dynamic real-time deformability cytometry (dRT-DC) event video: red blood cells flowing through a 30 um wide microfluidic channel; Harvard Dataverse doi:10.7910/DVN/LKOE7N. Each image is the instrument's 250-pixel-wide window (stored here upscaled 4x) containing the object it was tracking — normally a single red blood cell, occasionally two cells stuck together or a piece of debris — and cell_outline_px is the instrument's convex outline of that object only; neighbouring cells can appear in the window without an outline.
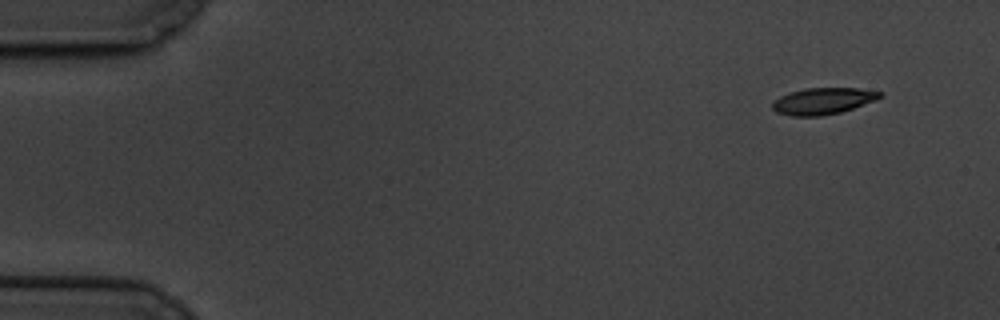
{"species": "common noctule bat (a hibernating species)", "species_latin": "Nyctalus noctula", "temperature_condition": "cold", "stored_images_in_passage": 12, "camera_frame_rate_fps": 3000, "um_per_image_px": 0.085, "animal": {"sex": "male", "body_mass_g": 19.5, "forearm_length_mm": 54.6}, "frame": {"image": 1, "passage_image": 1, "time_ms": 0.0, "image_size_px": [1000, 320], "cell_outline_px": [[884, 96], [876, 100], [840, 112], [820, 116], [792, 116], [776, 112], [772, 108], [772, 104], [780, 96], [804, 88], [860, 88], [884, 92]], "centroid_in_image_um": [69.99, 8.58], "position_along_channel_um": 15.0, "area_um2": 16.59}}
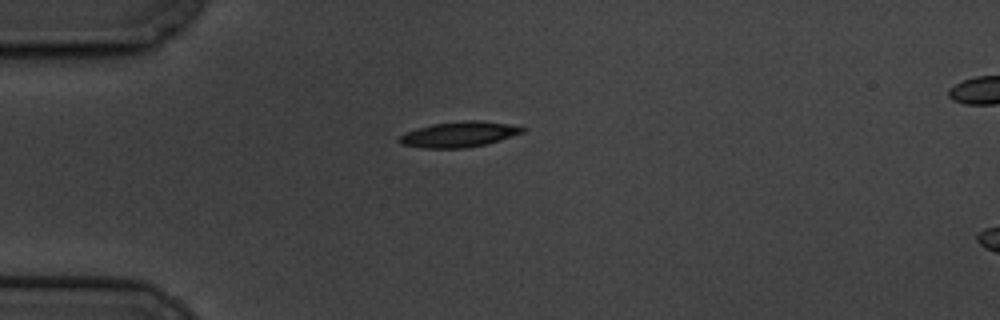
{"frame": {"image": 2, "passage_image": 12, "time_ms": 3.667, "image_size_px": [1000, 320], "cell_outline_px": [[528, 128], [524, 132], [500, 140], [484, 144], [464, 148], [424, 148], [400, 144], [396, 140], [400, 136], [416, 128], [432, 124], [464, 120], [484, 120], [508, 124]], "centroid_in_image_um": [39.02, 11.41], "position_along_channel_um": 46.0, "area_um2": 18.32}}